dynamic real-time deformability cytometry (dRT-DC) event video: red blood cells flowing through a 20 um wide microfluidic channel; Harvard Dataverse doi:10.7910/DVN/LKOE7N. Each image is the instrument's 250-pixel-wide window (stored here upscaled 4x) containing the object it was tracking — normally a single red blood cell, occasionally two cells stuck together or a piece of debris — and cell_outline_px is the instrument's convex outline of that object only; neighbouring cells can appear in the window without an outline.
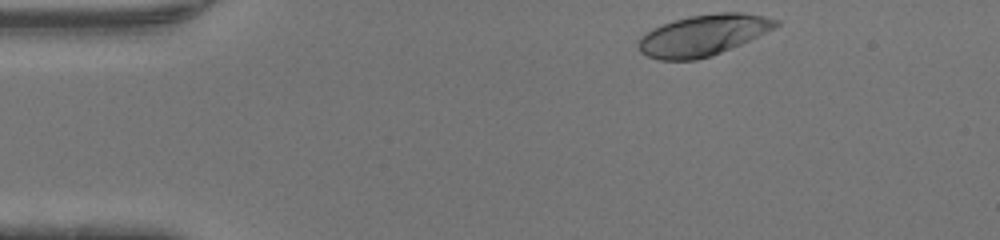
{"species": "human", "species_latin": "Homo sapiens", "temperature_condition": "warm", "stored_images_in_passage": 36, "camera_frame_rate_fps": 3000, "um_per_image_px": 0.085, "donor": {"sex": "male"}, "frame": {"image": 1, "passage_image": 1, "time_ms": 0.0, "image_size_px": [1000, 240], "cell_outline_px": [[780, 24], [740, 44], [712, 56], [696, 60], [660, 60], [648, 56], [640, 52], [636, 44], [636, 40], [640, 36], [652, 28], [688, 16], [720, 12], [740, 12], [764, 16], [780, 20]], "centroid_in_image_um": [59.7, 3.0], "position_along_channel_um": 25.3, "area_um2": 32.71}}
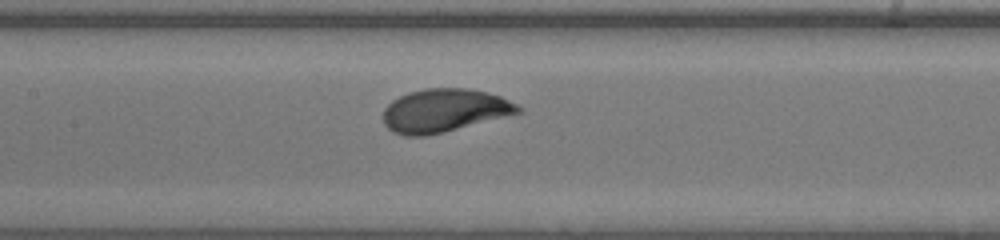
{"frame": {"image": 2, "passage_image": 16, "time_ms": 5.0, "image_size_px": [1000, 240], "cell_outline_px": [[524, 112], [428, 136], [404, 136], [392, 132], [384, 124], [384, 108], [392, 100], [408, 92], [424, 88], [468, 88], [488, 92], [500, 96], [524, 108]], "centroid_in_image_um": [37.78, 9.39], "position_along_channel_um": 169.6, "area_um2": 34.28}}
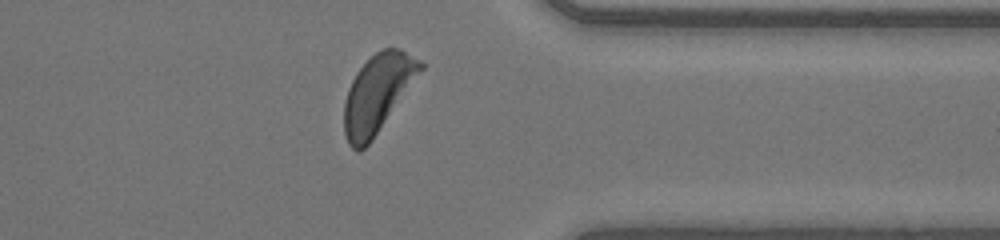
{"frame": {"image": 3, "passage_image": 31, "time_ms": 10.0, "image_size_px": [1000, 240], "cell_outline_px": [[424, 68], [372, 140], [360, 152], [356, 152], [348, 144], [344, 132], [344, 104], [348, 88], [356, 72], [376, 52], [384, 48], [400, 48], [420, 60], [424, 64]], "centroid_in_image_um": [32.08, 7.96], "position_along_channel_um": 379.3, "area_um2": 34.28}}